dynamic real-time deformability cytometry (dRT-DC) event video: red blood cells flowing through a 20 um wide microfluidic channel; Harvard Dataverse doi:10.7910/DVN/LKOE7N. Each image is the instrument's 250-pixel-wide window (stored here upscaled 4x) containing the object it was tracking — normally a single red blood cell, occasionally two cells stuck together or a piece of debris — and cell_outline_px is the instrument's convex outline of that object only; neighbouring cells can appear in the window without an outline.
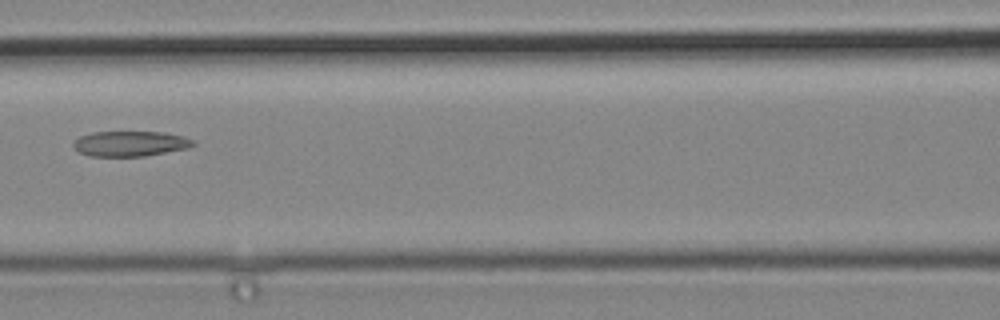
{"species": "common noctule bat (a hibernating species)", "species_latin": "Nyctalus noctula", "temperature_condition": "cold", "stored_images_in_passage": 3, "camera_frame_rate_fps": 3000, "um_per_image_px": 0.085, "animal": {"sex": "male", "body_mass_g": 19.2, "forearm_length_mm": 51.8}, "frame": {"image": 1, "passage_image": 3, "time_ms": 0.667, "image_size_px": [1000, 320], "cell_outline_px": [[196, 144], [188, 148], [144, 156], [88, 156], [80, 152], [72, 144], [80, 136], [92, 132], [164, 132], [184, 136], [196, 140]], "centroid_in_image_um": [11.12, 12.2], "position_along_channel_um": 155.5, "area_um2": 17.63}}